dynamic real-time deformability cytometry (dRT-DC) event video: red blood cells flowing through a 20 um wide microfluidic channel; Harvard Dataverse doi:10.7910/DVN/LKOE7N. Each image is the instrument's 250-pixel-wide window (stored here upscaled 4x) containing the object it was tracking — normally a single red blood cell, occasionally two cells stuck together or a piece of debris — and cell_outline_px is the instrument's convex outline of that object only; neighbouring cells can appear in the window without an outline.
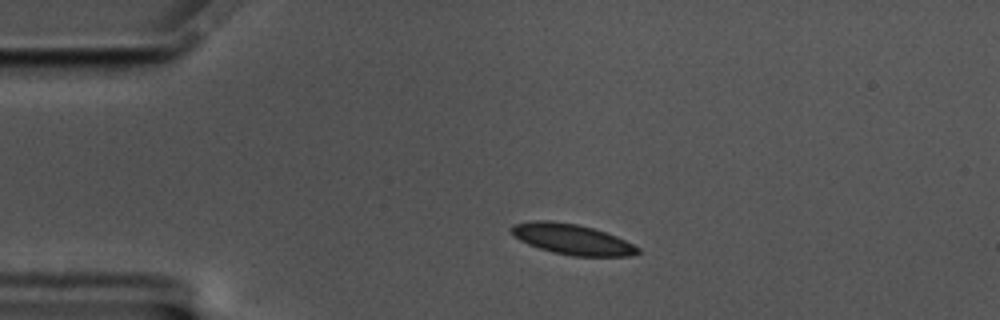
{"species": "common noctule bat (a hibernating species)", "species_latin": "Nyctalus noctula", "temperature_condition": "cold", "stored_images_in_passage": 47, "camera_frame_rate_fps": 3000, "um_per_image_px": 0.085, "animal": {"sex": "male", "body_mass_g": 17.5, "forearm_length_mm": 52.3}, "frame": {"image": 1, "passage_image": 1, "time_ms": 0.0, "image_size_px": [1000, 320], "cell_outline_px": [[640, 252], [632, 256], [572, 256], [552, 252], [528, 244], [520, 240], [508, 228], [512, 224], [532, 220], [548, 220], [576, 224], [592, 228], [616, 236], [640, 248]], "centroid_in_image_um": [48.6, 20.33], "position_along_channel_um": 36.4, "area_um2": 22.37}}
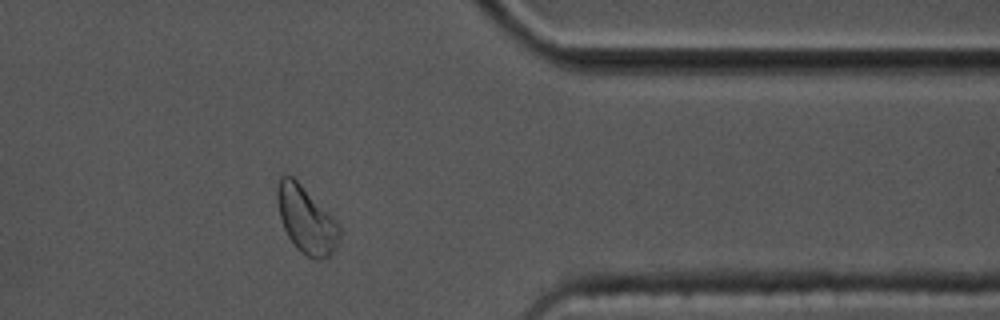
{"frame": {"image": 2, "passage_image": 36, "time_ms": 11.667, "image_size_px": [1000, 320], "cell_outline_px": [[340, 236], [336, 248], [324, 260], [312, 260], [296, 248], [288, 236], [284, 228], [280, 216], [276, 196], [276, 188], [280, 176], [292, 176], [340, 224]], "centroid_in_image_um": [26.04, 18.73], "position_along_channel_um": 385.4, "area_um2": 24.1}}
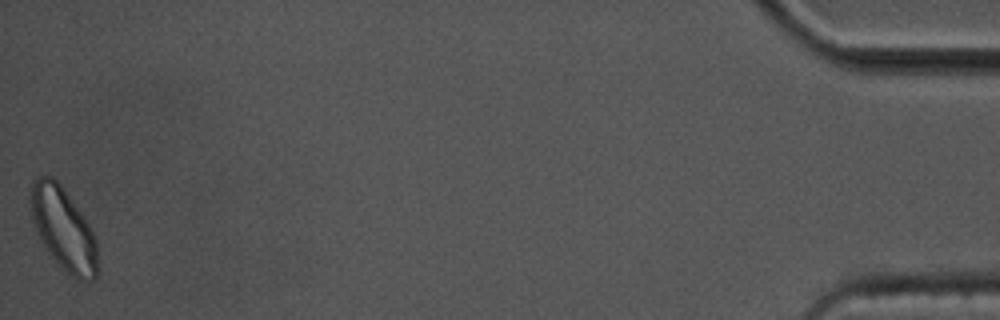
{"frame": {"image": 3, "passage_image": 47, "time_ms": 15.333, "image_size_px": [1000, 320], "cell_outline_px": [[96, 280], [76, 280], [44, 248], [36, 232], [28, 208], [28, 200], [32, 180], [36, 176], [52, 176], [60, 184], [84, 216], [96, 240]], "centroid_in_image_um": [5.32, 19.39], "position_along_channel_um": 429.9, "area_um2": 32.25}, "authors_computed_cell_mechanics": {"area_um2": 21.964, "velocity_mm_per_s": 3.4239, "shape_relaxation_time_tau1_ms": 4.9822, "shape_relaxation_time_tau2_ms": 4.3685, "deformation_change_tau1": 0.0878, "deformation_change_tau2": 0.0921}}